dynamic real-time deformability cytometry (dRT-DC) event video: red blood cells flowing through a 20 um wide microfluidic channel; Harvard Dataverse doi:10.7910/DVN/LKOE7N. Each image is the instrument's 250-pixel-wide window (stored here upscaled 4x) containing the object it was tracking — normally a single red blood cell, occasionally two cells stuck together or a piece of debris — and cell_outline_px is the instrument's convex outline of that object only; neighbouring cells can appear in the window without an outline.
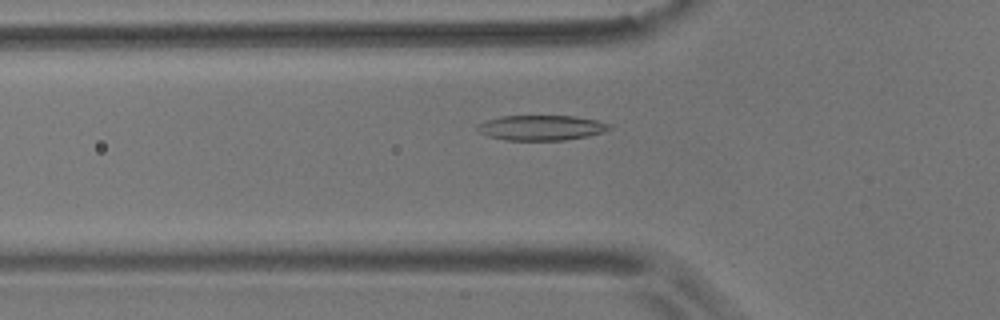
{"species": "common noctule bat (a hibernating species)", "species_latin": "Nyctalus noctula", "temperature_condition": "room temperature", "stored_images_in_passage": 55, "camera_frame_rate_fps": 3000, "um_per_image_px": 0.085, "animal": {"sex": "male", "body_mass_g": 17.9}, "frame": {"image": 1, "passage_image": 18, "time_ms": 5.667, "image_size_px": [1000, 320], "cell_outline_px": [[612, 128], [604, 132], [588, 136], [564, 140], [508, 140], [488, 136], [476, 132], [476, 128], [480, 124], [488, 120], [500, 116], [576, 116], [596, 120], [612, 124]], "centroid_in_image_um": [46.04, 10.86], "position_along_channel_um": 79.8, "area_um2": 19.36}}
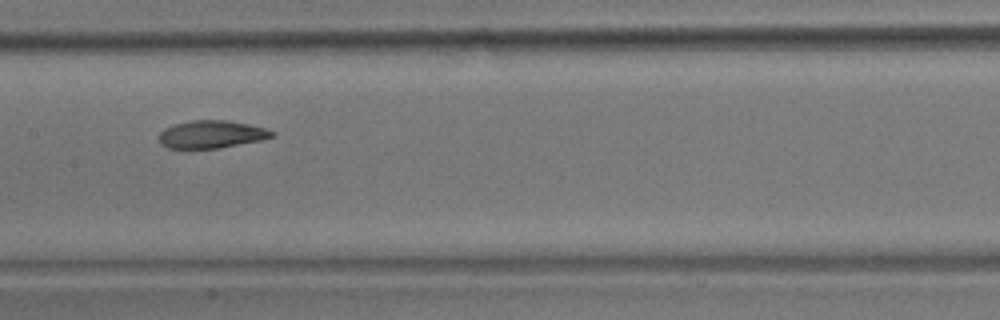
{"frame": {"image": 2, "passage_image": 27, "time_ms": 8.667, "image_size_px": [1000, 320], "cell_outline_px": [[276, 136], [260, 140], [220, 148], [168, 148], [160, 144], [160, 132], [164, 128], [176, 124], [192, 120], [228, 120], [248, 124], [264, 128], [276, 132]], "centroid_in_image_um": [17.99, 11.41], "position_along_channel_um": 189.4, "area_um2": 18.15}}
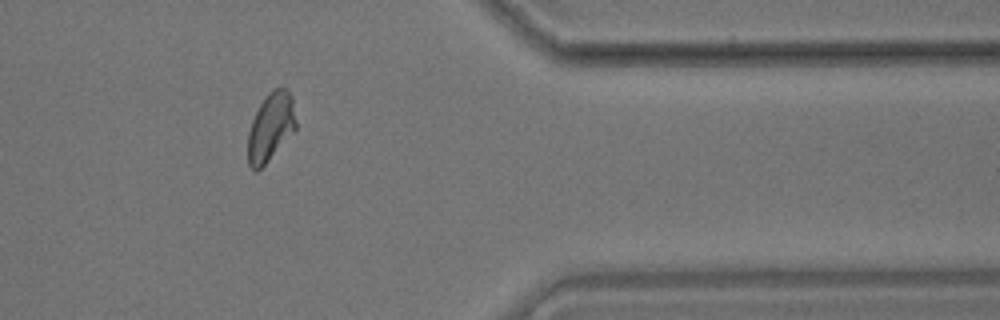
{"frame": {"image": 3, "passage_image": 45, "time_ms": 14.667, "image_size_px": [1000, 320], "cell_outline_px": [[296, 128], [264, 164], [256, 172], [248, 164], [248, 132], [252, 120], [260, 104], [268, 92], [272, 88], [284, 88], [292, 96], [296, 120]], "centroid_in_image_um": [23.0, 10.76], "position_along_channel_um": 388.4, "area_um2": 18.73}, "authors_computed_cell_mechanics": {"area_um2": 19.074, "velocity_mm_per_s": 3.6259, "shape_relaxation_time_tau1_ms": 6.3474, "shape_relaxation_time_tau2_ms": 2.4437, "deformation_change_tau1": 0.1785, "deformation_change_tau2": 0.0765}}